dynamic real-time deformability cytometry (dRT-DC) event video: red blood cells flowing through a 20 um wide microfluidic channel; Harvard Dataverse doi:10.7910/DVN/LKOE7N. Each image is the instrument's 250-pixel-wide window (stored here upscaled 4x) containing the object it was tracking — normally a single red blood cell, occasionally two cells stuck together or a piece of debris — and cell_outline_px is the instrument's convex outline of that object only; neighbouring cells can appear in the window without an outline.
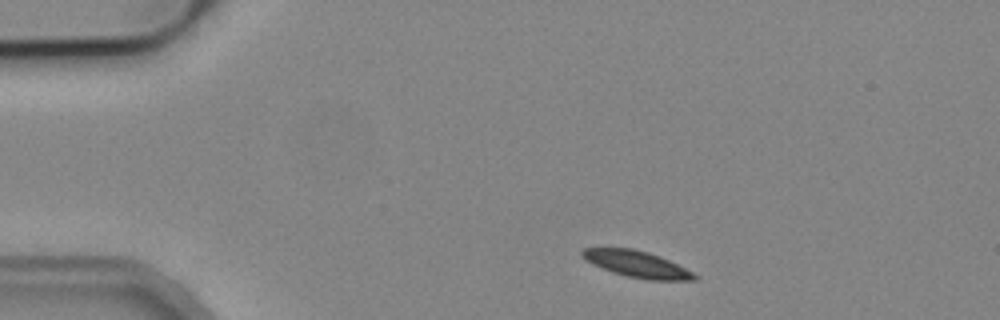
{"species": "common noctule bat (a hibernating species)", "species_latin": "Nyctalus noctula", "temperature_condition": "cold", "stored_images_in_passage": 45, "camera_frame_rate_fps": 3000, "um_per_image_px": 0.085, "animal": {"sex": "male", "body_mass_g": 19.2, "forearm_length_mm": 51.8}, "frame": {"image": 1, "passage_image": 1, "time_ms": 0.0, "image_size_px": [1000, 320], "cell_outline_px": [[700, 276], [696, 280], [648, 280], [628, 276], [612, 272], [592, 264], [584, 260], [580, 256], [580, 252], [584, 248], [632, 248], [648, 252], [668, 260]], "centroid_in_image_um": [54.1, 22.45], "position_along_channel_um": 30.9, "area_um2": 17.22}}
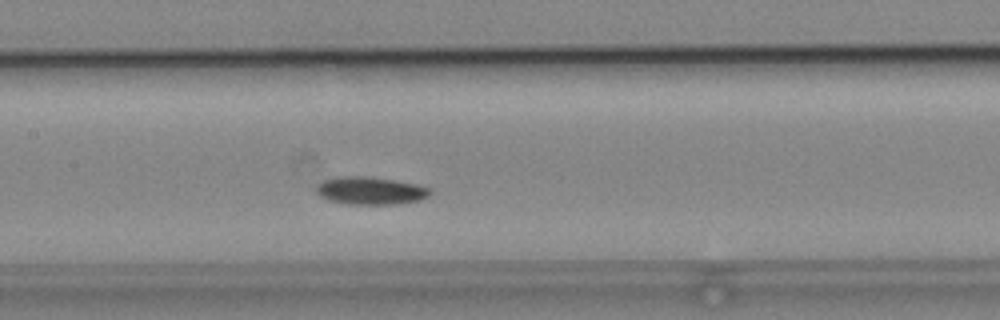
{"frame": {"image": 2, "passage_image": 17, "time_ms": 5.333, "image_size_px": [1000, 320], "cell_outline_px": [[432, 192], [428, 196], [420, 200], [392, 204], [348, 204], [328, 200], [320, 196], [316, 192], [316, 188], [324, 180], [336, 176], [364, 176], [392, 180], [416, 184], [432, 188]], "centroid_in_image_um": [31.49, 16.21], "position_along_channel_um": 175.9, "area_um2": 18.26}}
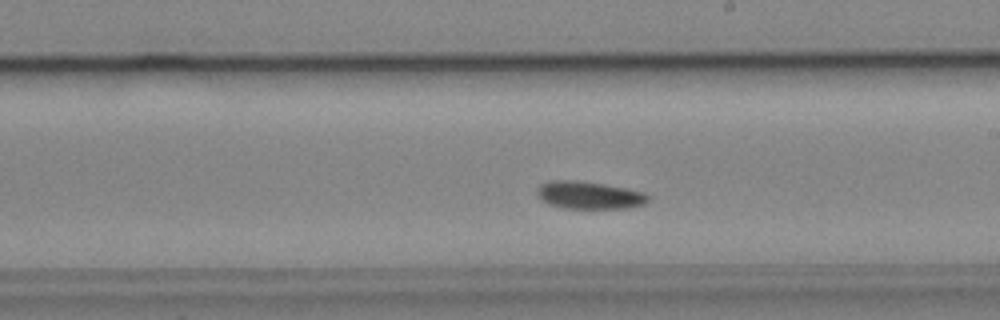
{"frame": {"image": 3, "passage_image": 22, "time_ms": 7.0, "image_size_px": [1000, 320], "cell_outline_px": [[648, 200], [644, 204], [628, 208], [564, 208], [548, 204], [536, 196], [536, 192], [540, 184], [552, 180], [576, 180], [604, 184], [644, 192], [648, 196]], "centroid_in_image_um": [50.04, 16.59], "position_along_channel_um": 239.0, "area_um2": 17.8}, "authors_computed_cell_mechanics": {"area_um2": 17.4556, "velocity_mm_per_s": 3.7965, "shape_relaxation_time_tau1_ms": 2.273, "shape_relaxation_time_tau2_ms": null, "deformation_change_tau1": 0.0682, "deformation_change_tau2": null}}